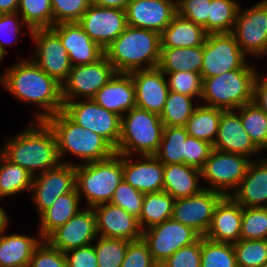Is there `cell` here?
I'll list each match as a JSON object with an SVG mask.
<instances>
[{
	"instance_id": "59",
	"label": "cell",
	"mask_w": 267,
	"mask_h": 267,
	"mask_svg": "<svg viewBox=\"0 0 267 267\" xmlns=\"http://www.w3.org/2000/svg\"><path fill=\"white\" fill-rule=\"evenodd\" d=\"M4 60V57L0 54V63Z\"/></svg>"
},
{
	"instance_id": "23",
	"label": "cell",
	"mask_w": 267,
	"mask_h": 267,
	"mask_svg": "<svg viewBox=\"0 0 267 267\" xmlns=\"http://www.w3.org/2000/svg\"><path fill=\"white\" fill-rule=\"evenodd\" d=\"M51 29L60 37L72 67L95 63L105 55L104 49L90 38L78 22L60 23Z\"/></svg>"
},
{
	"instance_id": "40",
	"label": "cell",
	"mask_w": 267,
	"mask_h": 267,
	"mask_svg": "<svg viewBox=\"0 0 267 267\" xmlns=\"http://www.w3.org/2000/svg\"><path fill=\"white\" fill-rule=\"evenodd\" d=\"M17 13L31 30L53 27L50 0H20Z\"/></svg>"
},
{
	"instance_id": "18",
	"label": "cell",
	"mask_w": 267,
	"mask_h": 267,
	"mask_svg": "<svg viewBox=\"0 0 267 267\" xmlns=\"http://www.w3.org/2000/svg\"><path fill=\"white\" fill-rule=\"evenodd\" d=\"M96 216L93 207L81 208L64 225L54 230L45 240L61 252L92 244L97 239Z\"/></svg>"
},
{
	"instance_id": "29",
	"label": "cell",
	"mask_w": 267,
	"mask_h": 267,
	"mask_svg": "<svg viewBox=\"0 0 267 267\" xmlns=\"http://www.w3.org/2000/svg\"><path fill=\"white\" fill-rule=\"evenodd\" d=\"M201 170L186 164L164 165L163 191L170 194L174 199L190 197L199 193L204 186Z\"/></svg>"
},
{
	"instance_id": "51",
	"label": "cell",
	"mask_w": 267,
	"mask_h": 267,
	"mask_svg": "<svg viewBox=\"0 0 267 267\" xmlns=\"http://www.w3.org/2000/svg\"><path fill=\"white\" fill-rule=\"evenodd\" d=\"M156 265L158 264L142 238L129 242L121 267H155Z\"/></svg>"
},
{
	"instance_id": "8",
	"label": "cell",
	"mask_w": 267,
	"mask_h": 267,
	"mask_svg": "<svg viewBox=\"0 0 267 267\" xmlns=\"http://www.w3.org/2000/svg\"><path fill=\"white\" fill-rule=\"evenodd\" d=\"M251 159L240 154L226 153L213 149L201 170L204 187L231 196L246 175Z\"/></svg>"
},
{
	"instance_id": "46",
	"label": "cell",
	"mask_w": 267,
	"mask_h": 267,
	"mask_svg": "<svg viewBox=\"0 0 267 267\" xmlns=\"http://www.w3.org/2000/svg\"><path fill=\"white\" fill-rule=\"evenodd\" d=\"M25 27L28 29V33L31 34L32 30L17 12L0 14V54L4 59L7 53L6 46H12L18 43L19 38H21L19 35L26 33V31H23ZM9 36H13V40L12 38L10 40L8 38Z\"/></svg>"
},
{
	"instance_id": "7",
	"label": "cell",
	"mask_w": 267,
	"mask_h": 267,
	"mask_svg": "<svg viewBox=\"0 0 267 267\" xmlns=\"http://www.w3.org/2000/svg\"><path fill=\"white\" fill-rule=\"evenodd\" d=\"M163 128L159 114L132 108L121 117V137L115 152L119 155H155Z\"/></svg>"
},
{
	"instance_id": "33",
	"label": "cell",
	"mask_w": 267,
	"mask_h": 267,
	"mask_svg": "<svg viewBox=\"0 0 267 267\" xmlns=\"http://www.w3.org/2000/svg\"><path fill=\"white\" fill-rule=\"evenodd\" d=\"M222 112L223 109L199 103L184 126L188 135L213 145L218 134Z\"/></svg>"
},
{
	"instance_id": "54",
	"label": "cell",
	"mask_w": 267,
	"mask_h": 267,
	"mask_svg": "<svg viewBox=\"0 0 267 267\" xmlns=\"http://www.w3.org/2000/svg\"><path fill=\"white\" fill-rule=\"evenodd\" d=\"M67 267H98L93 243L65 252Z\"/></svg>"
},
{
	"instance_id": "31",
	"label": "cell",
	"mask_w": 267,
	"mask_h": 267,
	"mask_svg": "<svg viewBox=\"0 0 267 267\" xmlns=\"http://www.w3.org/2000/svg\"><path fill=\"white\" fill-rule=\"evenodd\" d=\"M207 33L204 28L178 14L161 33V47L180 48L202 46Z\"/></svg>"
},
{
	"instance_id": "24",
	"label": "cell",
	"mask_w": 267,
	"mask_h": 267,
	"mask_svg": "<svg viewBox=\"0 0 267 267\" xmlns=\"http://www.w3.org/2000/svg\"><path fill=\"white\" fill-rule=\"evenodd\" d=\"M213 149L233 154L244 155L252 160L261 151L251 141L248 133L243 128L239 113L235 110H223L220 117L217 137Z\"/></svg>"
},
{
	"instance_id": "15",
	"label": "cell",
	"mask_w": 267,
	"mask_h": 267,
	"mask_svg": "<svg viewBox=\"0 0 267 267\" xmlns=\"http://www.w3.org/2000/svg\"><path fill=\"white\" fill-rule=\"evenodd\" d=\"M75 188V165L61 163L56 168L34 176L30 192L38 217L51 207L58 197L72 192Z\"/></svg>"
},
{
	"instance_id": "43",
	"label": "cell",
	"mask_w": 267,
	"mask_h": 267,
	"mask_svg": "<svg viewBox=\"0 0 267 267\" xmlns=\"http://www.w3.org/2000/svg\"><path fill=\"white\" fill-rule=\"evenodd\" d=\"M233 246L237 267H263L267 264V239H240Z\"/></svg>"
},
{
	"instance_id": "36",
	"label": "cell",
	"mask_w": 267,
	"mask_h": 267,
	"mask_svg": "<svg viewBox=\"0 0 267 267\" xmlns=\"http://www.w3.org/2000/svg\"><path fill=\"white\" fill-rule=\"evenodd\" d=\"M185 127H164L160 146L155 156L163 165L185 164Z\"/></svg>"
},
{
	"instance_id": "4",
	"label": "cell",
	"mask_w": 267,
	"mask_h": 267,
	"mask_svg": "<svg viewBox=\"0 0 267 267\" xmlns=\"http://www.w3.org/2000/svg\"><path fill=\"white\" fill-rule=\"evenodd\" d=\"M45 121L56 136L58 154L63 164L78 165L102 161L116 153L115 148L102 136L82 128L63 111L48 117ZM69 153L76 157L75 159H80L81 163L66 161L64 158Z\"/></svg>"
},
{
	"instance_id": "10",
	"label": "cell",
	"mask_w": 267,
	"mask_h": 267,
	"mask_svg": "<svg viewBox=\"0 0 267 267\" xmlns=\"http://www.w3.org/2000/svg\"><path fill=\"white\" fill-rule=\"evenodd\" d=\"M234 35L230 33H210L203 43L202 78L240 69L247 62Z\"/></svg>"
},
{
	"instance_id": "14",
	"label": "cell",
	"mask_w": 267,
	"mask_h": 267,
	"mask_svg": "<svg viewBox=\"0 0 267 267\" xmlns=\"http://www.w3.org/2000/svg\"><path fill=\"white\" fill-rule=\"evenodd\" d=\"M30 36L36 45L34 56L30 58L62 85L67 80L72 65L60 37L51 28L34 29Z\"/></svg>"
},
{
	"instance_id": "41",
	"label": "cell",
	"mask_w": 267,
	"mask_h": 267,
	"mask_svg": "<svg viewBox=\"0 0 267 267\" xmlns=\"http://www.w3.org/2000/svg\"><path fill=\"white\" fill-rule=\"evenodd\" d=\"M201 267H237L233 244L201 237Z\"/></svg>"
},
{
	"instance_id": "53",
	"label": "cell",
	"mask_w": 267,
	"mask_h": 267,
	"mask_svg": "<svg viewBox=\"0 0 267 267\" xmlns=\"http://www.w3.org/2000/svg\"><path fill=\"white\" fill-rule=\"evenodd\" d=\"M163 267H201V238L182 247L161 264Z\"/></svg>"
},
{
	"instance_id": "11",
	"label": "cell",
	"mask_w": 267,
	"mask_h": 267,
	"mask_svg": "<svg viewBox=\"0 0 267 267\" xmlns=\"http://www.w3.org/2000/svg\"><path fill=\"white\" fill-rule=\"evenodd\" d=\"M242 52L249 57H265L267 51V2L261 0L249 8L238 10L231 32Z\"/></svg>"
},
{
	"instance_id": "48",
	"label": "cell",
	"mask_w": 267,
	"mask_h": 267,
	"mask_svg": "<svg viewBox=\"0 0 267 267\" xmlns=\"http://www.w3.org/2000/svg\"><path fill=\"white\" fill-rule=\"evenodd\" d=\"M144 197V193L136 190L123 180L116 188L109 203L125 209L128 213L139 219Z\"/></svg>"
},
{
	"instance_id": "47",
	"label": "cell",
	"mask_w": 267,
	"mask_h": 267,
	"mask_svg": "<svg viewBox=\"0 0 267 267\" xmlns=\"http://www.w3.org/2000/svg\"><path fill=\"white\" fill-rule=\"evenodd\" d=\"M53 26L60 23L78 22L92 4V0H50Z\"/></svg>"
},
{
	"instance_id": "2",
	"label": "cell",
	"mask_w": 267,
	"mask_h": 267,
	"mask_svg": "<svg viewBox=\"0 0 267 267\" xmlns=\"http://www.w3.org/2000/svg\"><path fill=\"white\" fill-rule=\"evenodd\" d=\"M28 125L18 134L7 137L4 147H0V152L34 177L56 168L62 162L58 154L56 136L48 123L32 119Z\"/></svg>"
},
{
	"instance_id": "20",
	"label": "cell",
	"mask_w": 267,
	"mask_h": 267,
	"mask_svg": "<svg viewBox=\"0 0 267 267\" xmlns=\"http://www.w3.org/2000/svg\"><path fill=\"white\" fill-rule=\"evenodd\" d=\"M96 216L97 234L106 238L134 241L142 238V229L138 218L125 209L111 203L93 207Z\"/></svg>"
},
{
	"instance_id": "56",
	"label": "cell",
	"mask_w": 267,
	"mask_h": 267,
	"mask_svg": "<svg viewBox=\"0 0 267 267\" xmlns=\"http://www.w3.org/2000/svg\"><path fill=\"white\" fill-rule=\"evenodd\" d=\"M130 0H92L93 4L110 7V8H120L125 10Z\"/></svg>"
},
{
	"instance_id": "19",
	"label": "cell",
	"mask_w": 267,
	"mask_h": 267,
	"mask_svg": "<svg viewBox=\"0 0 267 267\" xmlns=\"http://www.w3.org/2000/svg\"><path fill=\"white\" fill-rule=\"evenodd\" d=\"M127 25L162 33L177 15L175 0H130L125 8Z\"/></svg>"
},
{
	"instance_id": "22",
	"label": "cell",
	"mask_w": 267,
	"mask_h": 267,
	"mask_svg": "<svg viewBox=\"0 0 267 267\" xmlns=\"http://www.w3.org/2000/svg\"><path fill=\"white\" fill-rule=\"evenodd\" d=\"M130 74L135 86L136 107L160 115L169 93L166 75L158 67Z\"/></svg>"
},
{
	"instance_id": "6",
	"label": "cell",
	"mask_w": 267,
	"mask_h": 267,
	"mask_svg": "<svg viewBox=\"0 0 267 267\" xmlns=\"http://www.w3.org/2000/svg\"><path fill=\"white\" fill-rule=\"evenodd\" d=\"M76 189L85 197L87 207L109 203L123 179V155L115 153L108 159L75 165Z\"/></svg>"
},
{
	"instance_id": "32",
	"label": "cell",
	"mask_w": 267,
	"mask_h": 267,
	"mask_svg": "<svg viewBox=\"0 0 267 267\" xmlns=\"http://www.w3.org/2000/svg\"><path fill=\"white\" fill-rule=\"evenodd\" d=\"M203 45L197 47L169 48L161 47L158 68L162 72L201 73Z\"/></svg>"
},
{
	"instance_id": "5",
	"label": "cell",
	"mask_w": 267,
	"mask_h": 267,
	"mask_svg": "<svg viewBox=\"0 0 267 267\" xmlns=\"http://www.w3.org/2000/svg\"><path fill=\"white\" fill-rule=\"evenodd\" d=\"M257 71L259 70L256 65L247 61L240 69L215 77L202 78L200 104L223 110H236L244 104L253 102V87Z\"/></svg>"
},
{
	"instance_id": "16",
	"label": "cell",
	"mask_w": 267,
	"mask_h": 267,
	"mask_svg": "<svg viewBox=\"0 0 267 267\" xmlns=\"http://www.w3.org/2000/svg\"><path fill=\"white\" fill-rule=\"evenodd\" d=\"M78 24L102 49H106L127 27L125 10L91 4Z\"/></svg>"
},
{
	"instance_id": "21",
	"label": "cell",
	"mask_w": 267,
	"mask_h": 267,
	"mask_svg": "<svg viewBox=\"0 0 267 267\" xmlns=\"http://www.w3.org/2000/svg\"><path fill=\"white\" fill-rule=\"evenodd\" d=\"M123 179L144 194L163 191L164 165L155 155H123Z\"/></svg>"
},
{
	"instance_id": "44",
	"label": "cell",
	"mask_w": 267,
	"mask_h": 267,
	"mask_svg": "<svg viewBox=\"0 0 267 267\" xmlns=\"http://www.w3.org/2000/svg\"><path fill=\"white\" fill-rule=\"evenodd\" d=\"M240 239H267V207H242Z\"/></svg>"
},
{
	"instance_id": "38",
	"label": "cell",
	"mask_w": 267,
	"mask_h": 267,
	"mask_svg": "<svg viewBox=\"0 0 267 267\" xmlns=\"http://www.w3.org/2000/svg\"><path fill=\"white\" fill-rule=\"evenodd\" d=\"M254 145L262 151L267 150V115L254 103L244 104L236 109ZM264 150V151H263Z\"/></svg>"
},
{
	"instance_id": "17",
	"label": "cell",
	"mask_w": 267,
	"mask_h": 267,
	"mask_svg": "<svg viewBox=\"0 0 267 267\" xmlns=\"http://www.w3.org/2000/svg\"><path fill=\"white\" fill-rule=\"evenodd\" d=\"M222 197L219 192L203 188L190 197L175 199L172 219L193 228L204 237L210 227L214 209Z\"/></svg>"
},
{
	"instance_id": "57",
	"label": "cell",
	"mask_w": 267,
	"mask_h": 267,
	"mask_svg": "<svg viewBox=\"0 0 267 267\" xmlns=\"http://www.w3.org/2000/svg\"><path fill=\"white\" fill-rule=\"evenodd\" d=\"M20 0H0V14L18 11Z\"/></svg>"
},
{
	"instance_id": "35",
	"label": "cell",
	"mask_w": 267,
	"mask_h": 267,
	"mask_svg": "<svg viewBox=\"0 0 267 267\" xmlns=\"http://www.w3.org/2000/svg\"><path fill=\"white\" fill-rule=\"evenodd\" d=\"M33 183V176L24 168L8 160L0 152V200L29 192Z\"/></svg>"
},
{
	"instance_id": "39",
	"label": "cell",
	"mask_w": 267,
	"mask_h": 267,
	"mask_svg": "<svg viewBox=\"0 0 267 267\" xmlns=\"http://www.w3.org/2000/svg\"><path fill=\"white\" fill-rule=\"evenodd\" d=\"M239 8L240 4L236 0H211L208 34L232 32Z\"/></svg>"
},
{
	"instance_id": "25",
	"label": "cell",
	"mask_w": 267,
	"mask_h": 267,
	"mask_svg": "<svg viewBox=\"0 0 267 267\" xmlns=\"http://www.w3.org/2000/svg\"><path fill=\"white\" fill-rule=\"evenodd\" d=\"M242 206L231 196H223L217 203L205 238L220 243L234 244L240 240Z\"/></svg>"
},
{
	"instance_id": "26",
	"label": "cell",
	"mask_w": 267,
	"mask_h": 267,
	"mask_svg": "<svg viewBox=\"0 0 267 267\" xmlns=\"http://www.w3.org/2000/svg\"><path fill=\"white\" fill-rule=\"evenodd\" d=\"M120 117L136 107L135 86L130 73H115L92 99Z\"/></svg>"
},
{
	"instance_id": "13",
	"label": "cell",
	"mask_w": 267,
	"mask_h": 267,
	"mask_svg": "<svg viewBox=\"0 0 267 267\" xmlns=\"http://www.w3.org/2000/svg\"><path fill=\"white\" fill-rule=\"evenodd\" d=\"M115 73L105 55L95 63L72 67L67 80L62 84L63 103L79 98L93 99Z\"/></svg>"
},
{
	"instance_id": "30",
	"label": "cell",
	"mask_w": 267,
	"mask_h": 267,
	"mask_svg": "<svg viewBox=\"0 0 267 267\" xmlns=\"http://www.w3.org/2000/svg\"><path fill=\"white\" fill-rule=\"evenodd\" d=\"M80 196L75 188L72 192L58 197L53 205L39 216V235L45 240L54 230L64 225L79 210Z\"/></svg>"
},
{
	"instance_id": "1",
	"label": "cell",
	"mask_w": 267,
	"mask_h": 267,
	"mask_svg": "<svg viewBox=\"0 0 267 267\" xmlns=\"http://www.w3.org/2000/svg\"><path fill=\"white\" fill-rule=\"evenodd\" d=\"M5 69L0 74V84L22 103H33L40 108L41 111H32L33 119L45 121L63 110L62 85L31 58L17 61Z\"/></svg>"
},
{
	"instance_id": "27",
	"label": "cell",
	"mask_w": 267,
	"mask_h": 267,
	"mask_svg": "<svg viewBox=\"0 0 267 267\" xmlns=\"http://www.w3.org/2000/svg\"><path fill=\"white\" fill-rule=\"evenodd\" d=\"M231 197L242 207H267V157L251 160Z\"/></svg>"
},
{
	"instance_id": "52",
	"label": "cell",
	"mask_w": 267,
	"mask_h": 267,
	"mask_svg": "<svg viewBox=\"0 0 267 267\" xmlns=\"http://www.w3.org/2000/svg\"><path fill=\"white\" fill-rule=\"evenodd\" d=\"M212 150L211 143L188 135L185 140V164L202 170Z\"/></svg>"
},
{
	"instance_id": "34",
	"label": "cell",
	"mask_w": 267,
	"mask_h": 267,
	"mask_svg": "<svg viewBox=\"0 0 267 267\" xmlns=\"http://www.w3.org/2000/svg\"><path fill=\"white\" fill-rule=\"evenodd\" d=\"M175 199L164 191L146 193L139 225L142 231L172 218Z\"/></svg>"
},
{
	"instance_id": "58",
	"label": "cell",
	"mask_w": 267,
	"mask_h": 267,
	"mask_svg": "<svg viewBox=\"0 0 267 267\" xmlns=\"http://www.w3.org/2000/svg\"><path fill=\"white\" fill-rule=\"evenodd\" d=\"M7 215V211L0 206V233L8 229L9 217Z\"/></svg>"
},
{
	"instance_id": "37",
	"label": "cell",
	"mask_w": 267,
	"mask_h": 267,
	"mask_svg": "<svg viewBox=\"0 0 267 267\" xmlns=\"http://www.w3.org/2000/svg\"><path fill=\"white\" fill-rule=\"evenodd\" d=\"M198 105L199 102L191 96L169 91L160 114L164 127H184Z\"/></svg>"
},
{
	"instance_id": "45",
	"label": "cell",
	"mask_w": 267,
	"mask_h": 267,
	"mask_svg": "<svg viewBox=\"0 0 267 267\" xmlns=\"http://www.w3.org/2000/svg\"><path fill=\"white\" fill-rule=\"evenodd\" d=\"M167 77L169 91L191 96L200 103L203 79L196 72H163Z\"/></svg>"
},
{
	"instance_id": "50",
	"label": "cell",
	"mask_w": 267,
	"mask_h": 267,
	"mask_svg": "<svg viewBox=\"0 0 267 267\" xmlns=\"http://www.w3.org/2000/svg\"><path fill=\"white\" fill-rule=\"evenodd\" d=\"M28 267H67L65 253L42 240L35 248Z\"/></svg>"
},
{
	"instance_id": "9",
	"label": "cell",
	"mask_w": 267,
	"mask_h": 267,
	"mask_svg": "<svg viewBox=\"0 0 267 267\" xmlns=\"http://www.w3.org/2000/svg\"><path fill=\"white\" fill-rule=\"evenodd\" d=\"M72 121L107 140L114 148L121 137V117L99 106L92 99L63 104L62 110Z\"/></svg>"
},
{
	"instance_id": "28",
	"label": "cell",
	"mask_w": 267,
	"mask_h": 267,
	"mask_svg": "<svg viewBox=\"0 0 267 267\" xmlns=\"http://www.w3.org/2000/svg\"><path fill=\"white\" fill-rule=\"evenodd\" d=\"M0 233V267H28L35 248L43 240L40 236Z\"/></svg>"
},
{
	"instance_id": "49",
	"label": "cell",
	"mask_w": 267,
	"mask_h": 267,
	"mask_svg": "<svg viewBox=\"0 0 267 267\" xmlns=\"http://www.w3.org/2000/svg\"><path fill=\"white\" fill-rule=\"evenodd\" d=\"M211 0H179L177 14L202 26L208 34V15Z\"/></svg>"
},
{
	"instance_id": "55",
	"label": "cell",
	"mask_w": 267,
	"mask_h": 267,
	"mask_svg": "<svg viewBox=\"0 0 267 267\" xmlns=\"http://www.w3.org/2000/svg\"><path fill=\"white\" fill-rule=\"evenodd\" d=\"M263 77L260 71H257L253 87V102L267 115V75Z\"/></svg>"
},
{
	"instance_id": "3",
	"label": "cell",
	"mask_w": 267,
	"mask_h": 267,
	"mask_svg": "<svg viewBox=\"0 0 267 267\" xmlns=\"http://www.w3.org/2000/svg\"><path fill=\"white\" fill-rule=\"evenodd\" d=\"M104 52L116 73L156 68L160 60L161 34L127 25Z\"/></svg>"
},
{
	"instance_id": "12",
	"label": "cell",
	"mask_w": 267,
	"mask_h": 267,
	"mask_svg": "<svg viewBox=\"0 0 267 267\" xmlns=\"http://www.w3.org/2000/svg\"><path fill=\"white\" fill-rule=\"evenodd\" d=\"M202 236L193 228L168 219L144 230L142 239L148 245L154 261L161 265L182 247L192 245Z\"/></svg>"
},
{
	"instance_id": "42",
	"label": "cell",
	"mask_w": 267,
	"mask_h": 267,
	"mask_svg": "<svg viewBox=\"0 0 267 267\" xmlns=\"http://www.w3.org/2000/svg\"><path fill=\"white\" fill-rule=\"evenodd\" d=\"M130 241L99 236L93 243L98 267H121Z\"/></svg>"
}]
</instances>
